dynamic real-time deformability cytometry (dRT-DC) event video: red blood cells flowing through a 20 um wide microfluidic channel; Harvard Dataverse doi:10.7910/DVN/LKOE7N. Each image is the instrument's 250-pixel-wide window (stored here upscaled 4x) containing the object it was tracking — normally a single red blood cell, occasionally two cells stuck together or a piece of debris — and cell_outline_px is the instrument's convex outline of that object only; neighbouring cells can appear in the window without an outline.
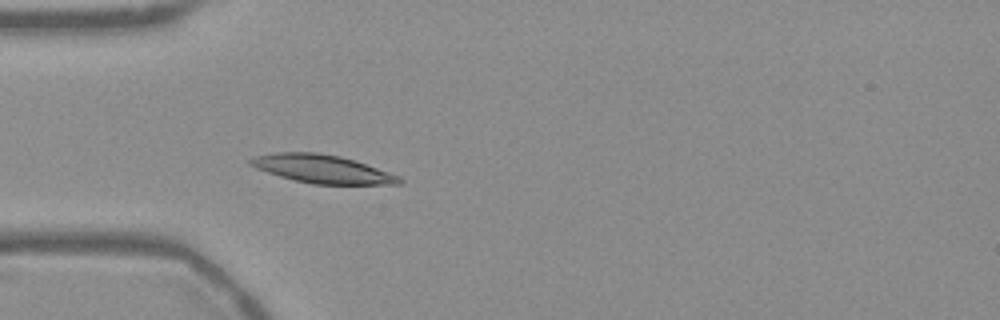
{"species": "Egyptian fruit bat (a non-hibernating species)", "species_latin": "Rousettus aegyptiacus", "temperature_condition": "warm", "stored_images_in_passage": 55, "camera_frame_rate_fps": 3000, "um_per_image_px": 0.085, "frame": {"image": 1, "passage_image": 17, "time_ms": 5.333, "image_size_px": [1000, 320], "cell_outline_px": [[404, 180], [400, 184], [312, 184], [280, 176], [256, 168], [248, 164], [248, 160], [252, 156], [276, 152], [316, 152], [340, 156], [356, 160], [400, 176]], "centroid_in_image_um": [27.39, 14.35], "position_along_channel_um": 57.6, "area_um2": 24.57}}
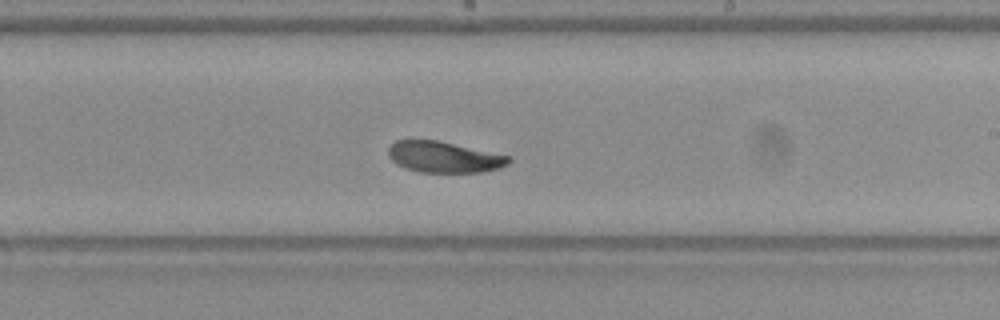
{"frame": {"image": 2, "passage_image": 33, "time_ms": 10.667, "image_size_px": [1000, 320], "cell_outline_px": [[512, 160], [508, 164], [500, 168], [480, 172], [420, 172], [404, 168], [396, 164], [388, 156], [388, 148], [396, 140], [436, 140], [512, 156]], "centroid_in_image_um": [37.75, 13.35], "position_along_channel_um": 251.3, "area_um2": 21.85}}
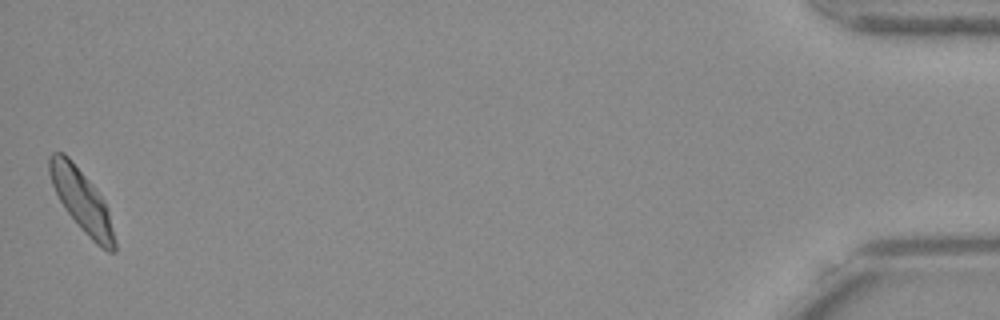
{"frame": {"image": 3, "passage_image": 55, "time_ms": 18.0, "image_size_px": [1000, 320], "cell_outline_px": [[116, 252], [108, 252], [100, 248], [80, 228], [64, 208], [52, 184], [48, 172], [48, 156], [52, 152], [64, 152], [72, 160], [96, 188], [104, 200], [108, 212], [116, 240]], "centroid_in_image_um": [6.94, 17.05], "position_along_channel_um": 428.3, "area_um2": 23.7}, "authors_computed_cell_mechanics": {"area_um2": 23.3512, "velocity_mm_per_s": 3.7064, "shape_relaxation_time_tau1_ms": 5.5241, "shape_relaxation_time_tau2_ms": 9.747, "deformation_change_tau1": 0.1521, "deformation_change_tau2": 0.1048}}